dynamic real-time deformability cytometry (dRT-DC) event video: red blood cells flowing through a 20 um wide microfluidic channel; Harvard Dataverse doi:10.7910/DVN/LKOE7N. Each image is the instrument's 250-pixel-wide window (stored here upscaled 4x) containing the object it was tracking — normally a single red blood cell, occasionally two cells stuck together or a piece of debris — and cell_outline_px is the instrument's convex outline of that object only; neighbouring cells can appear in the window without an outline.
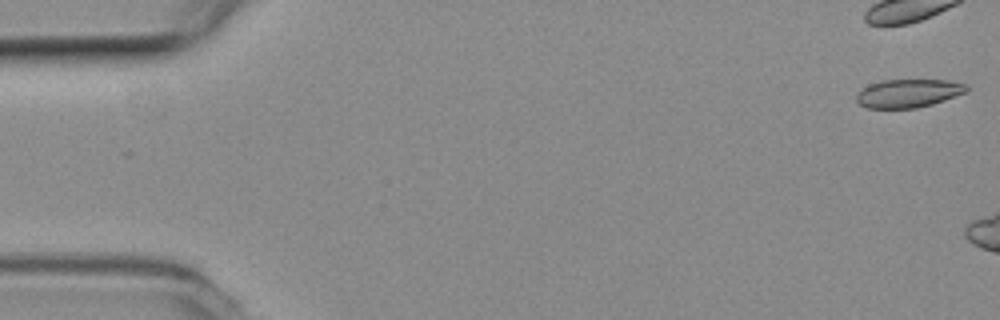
{"species": "common noctule bat (a hibernating species)", "species_latin": "Nyctalus noctula", "temperature_condition": "room temperature", "stored_images_in_passage": 4, "camera_frame_rate_fps": 3000, "um_per_image_px": 0.085, "animal": {"sex": "female", "body_mass_g": 19.3, "forearm_length_mm": 54.1}, "frame": {"image": 1, "passage_image": 1, "time_ms": 0.0, "image_size_px": [1000, 320], "cell_outline_px": [[968, 92], [932, 104], [916, 108], [868, 108], [860, 104], [856, 100], [856, 96], [860, 88], [868, 84], [880, 80], [948, 80], [968, 84]], "centroid_in_image_um": [77.2, 7.92], "position_along_channel_um": 7.8, "area_um2": 18.38}}